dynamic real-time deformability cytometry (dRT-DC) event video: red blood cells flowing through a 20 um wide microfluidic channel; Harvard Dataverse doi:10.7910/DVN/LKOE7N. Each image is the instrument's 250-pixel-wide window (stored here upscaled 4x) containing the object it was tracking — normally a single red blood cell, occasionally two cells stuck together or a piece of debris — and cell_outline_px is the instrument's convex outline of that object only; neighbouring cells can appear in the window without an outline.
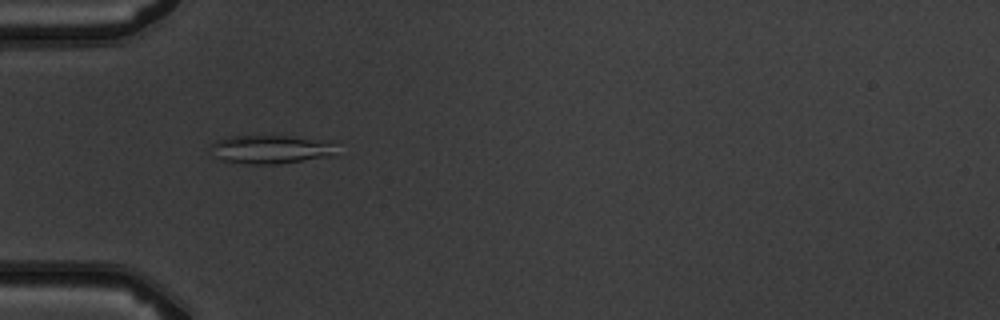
{"species": "common noctule bat (a hibernating species)", "species_latin": "Nyctalus noctula", "temperature_condition": "warm", "stored_images_in_passage": 9, "camera_frame_rate_fps": 3000, "um_per_image_px": 0.085, "animal": {"sex": "male", "body_mass_g": 19.5, "forearm_length_mm": 54.6}, "frame": {"image": 1, "passage_image": 4, "time_ms": 3.333, "image_size_px": [1000, 320], "cell_outline_px": [[344, 156], [276, 164], [248, 164], [220, 160], [216, 156], [208, 144], [216, 140], [232, 136], [288, 136], [332, 144]], "centroid_in_image_um": [23.05, 12.73], "position_along_channel_um": 61.9, "area_um2": 21.1}}
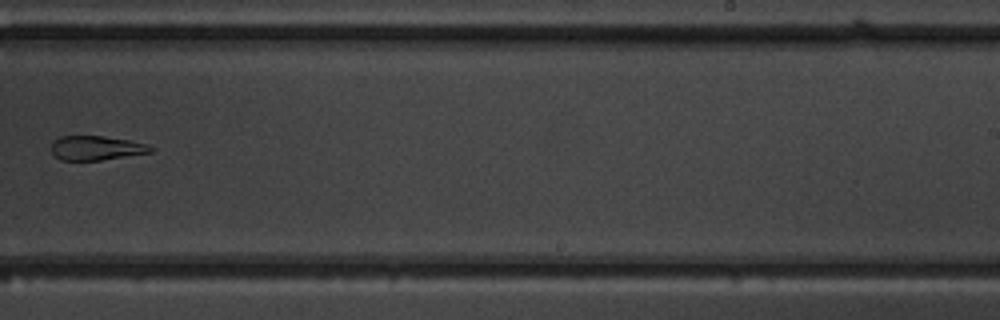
{"frame": {"image": 2, "passage_image": 9, "time_ms": 9.0, "image_size_px": [1000, 320], "cell_outline_px": [[156, 148], [152, 152], [100, 160], [60, 160], [52, 152], [52, 144], [60, 136], [104, 136], [128, 140], [148, 144]], "centroid_in_image_um": [8.22, 12.58], "position_along_channel_um": 280.8, "area_um2": 13.99}}